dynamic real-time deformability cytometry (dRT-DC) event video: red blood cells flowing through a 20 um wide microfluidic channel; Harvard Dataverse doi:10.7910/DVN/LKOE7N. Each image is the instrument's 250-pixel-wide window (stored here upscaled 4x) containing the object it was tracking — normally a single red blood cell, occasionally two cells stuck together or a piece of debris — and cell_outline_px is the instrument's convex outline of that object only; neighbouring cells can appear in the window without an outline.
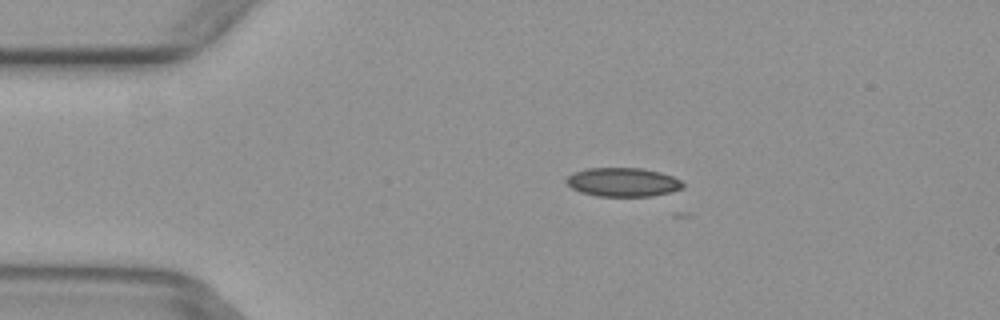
{"species": "common noctule bat (a hibernating species)", "species_latin": "Nyctalus noctula", "temperature_condition": "warm", "stored_images_in_passage": 4, "camera_frame_rate_fps": 3000, "um_per_image_px": 0.085, "animal": {"sex": "female", "body_mass_g": 29.2, "forearm_length_mm": 56.3}, "frame": {"image": 1, "passage_image": 2, "time_ms": 0.333, "image_size_px": [1000, 320], "cell_outline_px": [[684, 188], [672, 192], [652, 196], [596, 196], [580, 192], [572, 188], [564, 180], [568, 176], [576, 172], [588, 168], [640, 168], [660, 172], [672, 176], [680, 180], [684, 184]], "centroid_in_image_um": [52.97, 15.49], "position_along_channel_um": 32.0, "area_um2": 19.59}}